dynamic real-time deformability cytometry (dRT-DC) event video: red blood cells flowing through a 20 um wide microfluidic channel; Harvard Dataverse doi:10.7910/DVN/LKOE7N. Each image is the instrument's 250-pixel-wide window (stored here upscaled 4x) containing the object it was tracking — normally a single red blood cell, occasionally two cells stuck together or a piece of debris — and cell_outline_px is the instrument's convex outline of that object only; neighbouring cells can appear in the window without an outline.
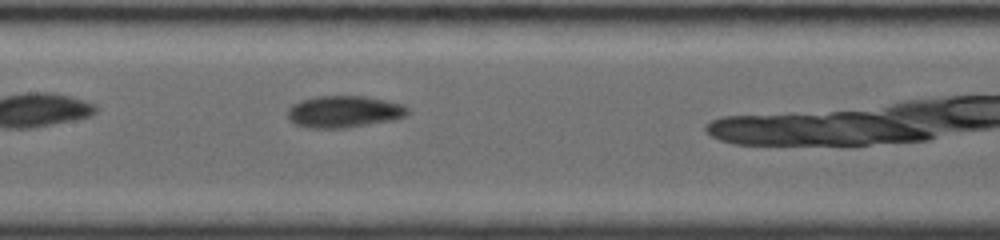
{"species": "common noctule bat (a hibernating species)", "species_latin": "Nyctalus noctula", "temperature_condition": "room temperature", "stored_images_in_passage": 23, "camera_frame_rate_fps": 4000, "um_per_image_px": 0.085, "animal": {"sex": "female", "body_mass_g": 19.0, "forearm_length_mm": 56.7}, "frame": {"image": 1, "passage_image": 10, "time_ms": 3.25, "image_size_px": [1000, 240], "cell_outline_px": [[408, 112], [404, 116], [396, 120], [344, 128], [308, 128], [296, 124], [288, 120], [288, 108], [292, 104], [300, 100], [316, 96], [364, 96], [404, 104], [408, 108]], "centroid_in_image_um": [29.23, 9.49], "position_along_channel_um": 178.2, "area_um2": 22.43}}